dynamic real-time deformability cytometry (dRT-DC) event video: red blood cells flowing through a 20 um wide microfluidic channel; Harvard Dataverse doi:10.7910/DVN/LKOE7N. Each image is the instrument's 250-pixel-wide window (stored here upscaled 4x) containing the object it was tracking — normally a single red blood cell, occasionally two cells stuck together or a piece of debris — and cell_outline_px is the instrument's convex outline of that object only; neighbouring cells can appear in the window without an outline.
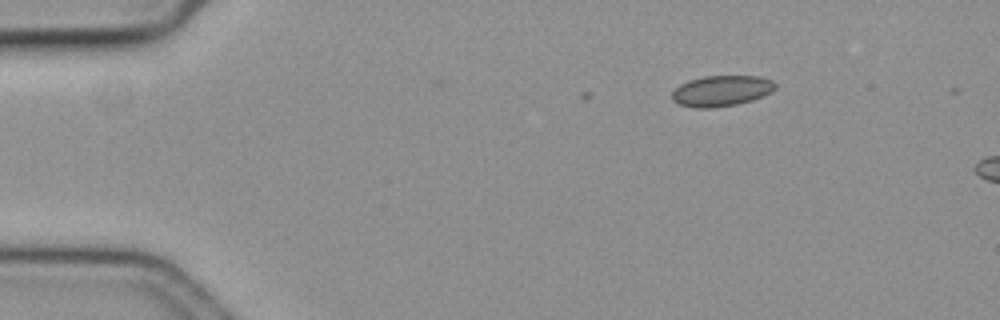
{"species": "common noctule bat (a hibernating species)", "species_latin": "Nyctalus noctula", "temperature_condition": "cold", "stored_images_in_passage": 4, "camera_frame_rate_fps": 3000, "um_per_image_px": 0.085, "animal": {"sex": "female", "body_mass_g": 19.3, "forearm_length_mm": 54.1}, "frame": {"image": 1, "passage_image": 1, "time_ms": 0.0, "image_size_px": [1000, 320], "cell_outline_px": [[776, 88], [772, 92], [764, 96], [752, 100], [736, 104], [712, 108], [696, 108], [680, 104], [672, 100], [672, 92], [680, 84], [688, 80], [704, 76], [760, 76], [772, 80], [776, 84]], "centroid_in_image_um": [61.34, 7.72], "position_along_channel_um": 23.7, "area_um2": 18.61}}